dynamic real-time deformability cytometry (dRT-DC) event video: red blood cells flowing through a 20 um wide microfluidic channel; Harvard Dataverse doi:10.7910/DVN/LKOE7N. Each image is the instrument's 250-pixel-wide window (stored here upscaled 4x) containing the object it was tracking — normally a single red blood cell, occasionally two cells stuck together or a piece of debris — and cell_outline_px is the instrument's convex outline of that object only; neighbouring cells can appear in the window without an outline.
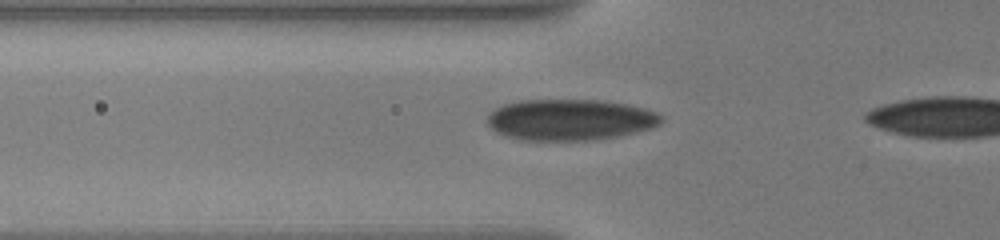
{"species": "human", "species_latin": "Homo sapiens", "temperature_condition": "warm", "stored_images_in_passage": 14, "segment_of_instrument_passage": [1, 2], "camera_frame_rate_fps": 3000, "um_per_image_px": 0.085, "donor": {"sex": "male"}, "frame": {"image": 1, "passage_image": 10, "time_ms": 3.667, "image_size_px": [1000, 240], "cell_outline_px": [[664, 120], [660, 124], [652, 128], [636, 132], [616, 136], [588, 140], [520, 140], [504, 136], [496, 132], [488, 124], [488, 112], [504, 104], [520, 100], [604, 100], [628, 104], [648, 108], [660, 112], [664, 116]], "centroid_in_image_um": [48.5, 10.17], "position_along_channel_um": 77.3, "area_um2": 42.19}}
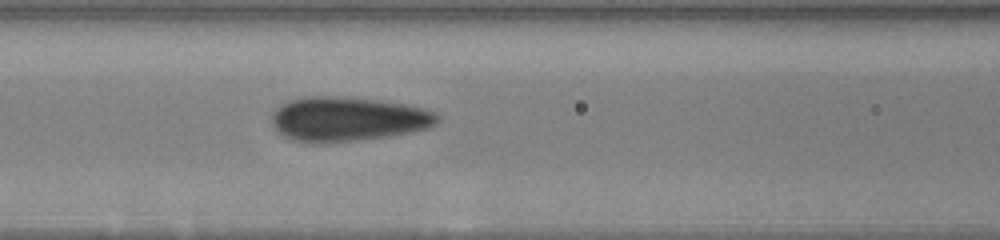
{"frame": {"image": 2, "passage_image": 13, "time_ms": 5.333, "image_size_px": [1000, 240], "cell_outline_px": [[440, 116], [436, 124], [428, 128], [388, 136], [356, 140], [320, 144], [292, 140], [284, 136], [272, 124], [272, 112], [280, 104], [288, 100], [304, 96], [344, 96], [376, 100], [404, 104], [424, 108], [436, 112]], "centroid_in_image_um": [29.53, 10.11], "position_along_channel_um": 137.1, "area_um2": 43.06}}